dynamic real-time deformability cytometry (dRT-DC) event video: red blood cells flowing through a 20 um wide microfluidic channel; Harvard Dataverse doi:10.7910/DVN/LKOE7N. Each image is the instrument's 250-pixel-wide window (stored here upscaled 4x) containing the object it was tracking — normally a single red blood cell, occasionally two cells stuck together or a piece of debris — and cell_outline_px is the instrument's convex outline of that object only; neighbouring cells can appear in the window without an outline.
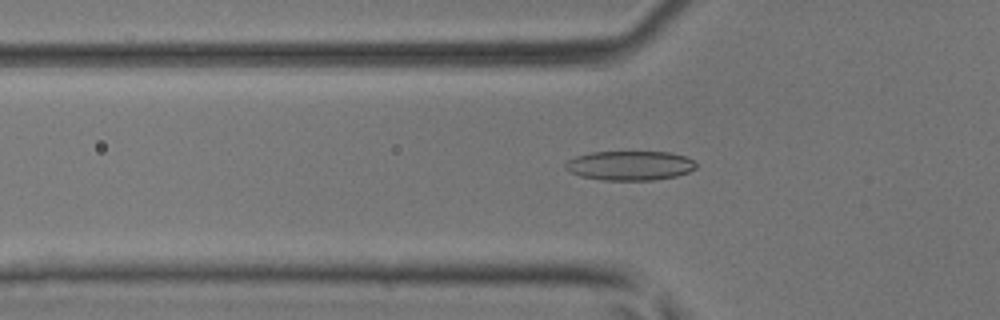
{"species": "common noctule bat (a hibernating species)", "species_latin": "Nyctalus noctula", "temperature_condition": "room temperature", "stored_images_in_passage": 49, "camera_frame_rate_fps": 3000, "um_per_image_px": 0.085, "animal": {"sex": "male", "body_mass_g": 17.9, "forearm_length_mm": 54.2}, "frame": {"image": 1, "passage_image": 17, "time_ms": 5.333, "image_size_px": [1000, 320], "cell_outline_px": [[696, 168], [688, 172], [676, 176], [652, 180], [604, 180], [580, 176], [568, 172], [564, 168], [564, 164], [568, 160], [576, 156], [592, 152], [672, 152], [684, 156], [692, 160], [696, 164]], "centroid_in_image_um": [53.51, 14.07], "position_along_channel_um": 72.3, "area_um2": 22.43}}
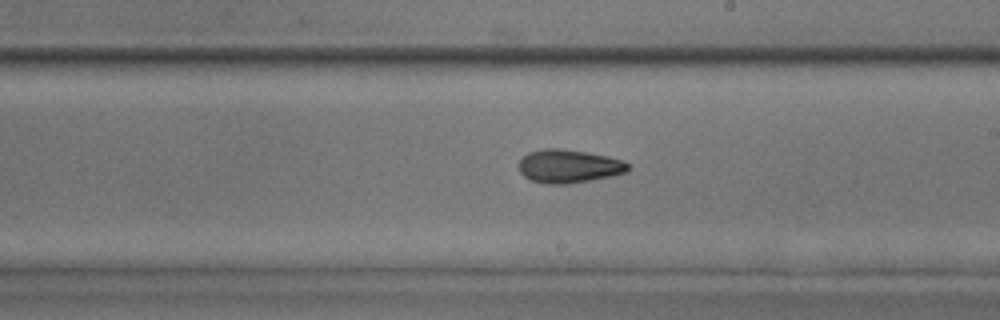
{"frame": {"image": 2, "passage_image": 29, "time_ms": 9.333, "image_size_px": [1000, 320], "cell_outline_px": [[628, 168], [624, 172], [608, 176], [568, 184], [548, 184], [528, 180], [520, 172], [516, 164], [528, 152], [544, 148], [560, 148], [608, 156], [624, 160], [628, 164]], "centroid_in_image_um": [48.26, 14.12], "position_along_channel_um": 240.7, "area_um2": 21.15}}
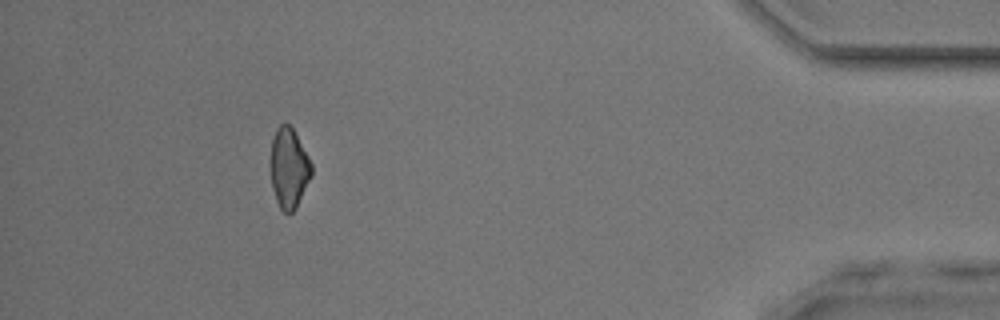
{"frame": {"image": 3, "passage_image": 45, "time_ms": 14.667, "image_size_px": [1000, 320], "cell_outline_px": [[312, 176], [296, 208], [288, 216], [280, 208], [276, 200], [272, 188], [268, 164], [272, 140], [276, 128], [280, 124], [288, 124], [292, 128], [308, 156], [312, 164]], "centroid_in_image_um": [24.52, 14.32], "position_along_channel_um": 410.7, "area_um2": 19.54}, "authors_computed_cell_mechanics": {"area_um2": 20.6346, "velocity_mm_per_s": 4.2162, "shape_relaxation_time_tau1_ms": 9.0969, "shape_relaxation_time_tau2_ms": 5.6204, "deformation_change_tau1": 0.212, "deformation_change_tau2": 0.1259}}